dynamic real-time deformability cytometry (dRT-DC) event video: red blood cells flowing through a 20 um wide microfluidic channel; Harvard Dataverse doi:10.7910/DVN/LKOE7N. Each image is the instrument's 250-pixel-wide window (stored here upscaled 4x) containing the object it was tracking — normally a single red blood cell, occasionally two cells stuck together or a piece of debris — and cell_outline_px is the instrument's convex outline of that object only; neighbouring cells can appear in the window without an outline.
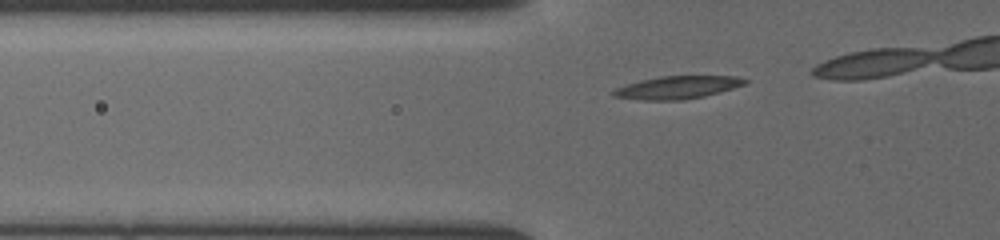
{"species": "common noctule bat (a hibernating species)", "species_latin": "Nyctalus noctula", "temperature_condition": "cold", "stored_images_in_passage": 10, "camera_frame_rate_fps": 3000, "um_per_image_px": 0.085, "animal": {"sex": "female", "body_mass_g": 19.5, "forearm_length_mm": 54.1}, "frame": {"image": 1, "passage_image": 5, "time_ms": 1.333, "image_size_px": [1000, 240], "cell_outline_px": [[748, 80], [744, 84], [732, 88], [704, 96], [684, 100], [640, 100], [612, 96], [612, 92], [616, 88], [640, 80], [660, 76], [736, 76]], "centroid_in_image_um": [57.55, 7.43], "position_along_channel_um": 68.3, "area_um2": 17.28}}
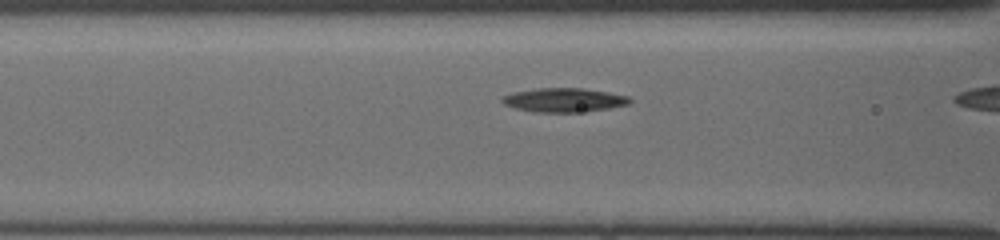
{"frame": {"image": 2, "passage_image": 9, "time_ms": 2.667, "image_size_px": [1000, 240], "cell_outline_px": [[632, 100], [628, 104], [608, 108], [584, 112], [532, 112], [516, 108], [504, 104], [500, 100], [500, 96], [512, 92], [536, 88], [584, 88], [608, 92], [628, 96]], "centroid_in_image_um": [47.89, 8.5], "position_along_channel_um": 118.7, "area_um2": 17.98}}